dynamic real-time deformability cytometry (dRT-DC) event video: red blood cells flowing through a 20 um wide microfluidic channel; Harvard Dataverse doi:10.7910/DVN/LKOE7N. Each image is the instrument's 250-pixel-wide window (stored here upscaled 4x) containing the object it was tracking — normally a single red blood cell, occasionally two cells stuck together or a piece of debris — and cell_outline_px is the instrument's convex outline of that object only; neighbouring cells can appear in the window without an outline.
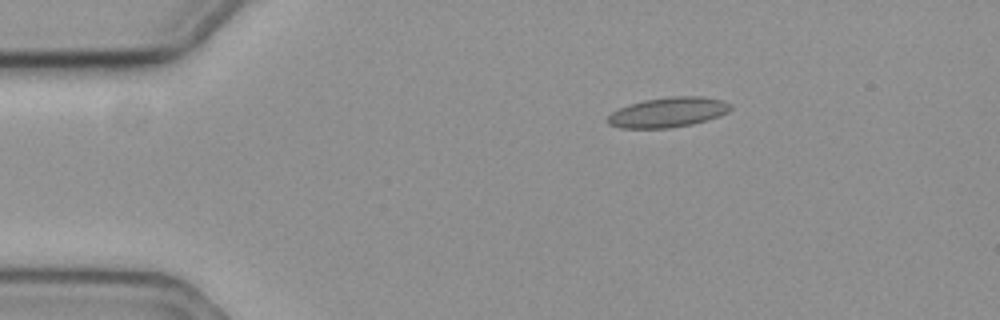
{"species": "common noctule bat (a hibernating species)", "species_latin": "Nyctalus noctula", "temperature_condition": "cold", "stored_images_in_passage": 49, "camera_frame_rate_fps": 3000, "um_per_image_px": 0.085, "animal": {"sex": "female", "body_mass_g": 19.3, "forearm_length_mm": 54.1}, "frame": {"image": 1, "passage_image": 1, "time_ms": 0.0, "image_size_px": [1000, 320], "cell_outline_px": [[732, 108], [728, 112], [720, 116], [692, 124], [668, 128], [620, 128], [608, 124], [604, 120], [612, 112], [628, 104], [644, 100], [668, 96], [704, 96], [724, 100], [732, 104]], "centroid_in_image_um": [56.79, 9.53], "position_along_channel_um": 28.2, "area_um2": 21.73}}
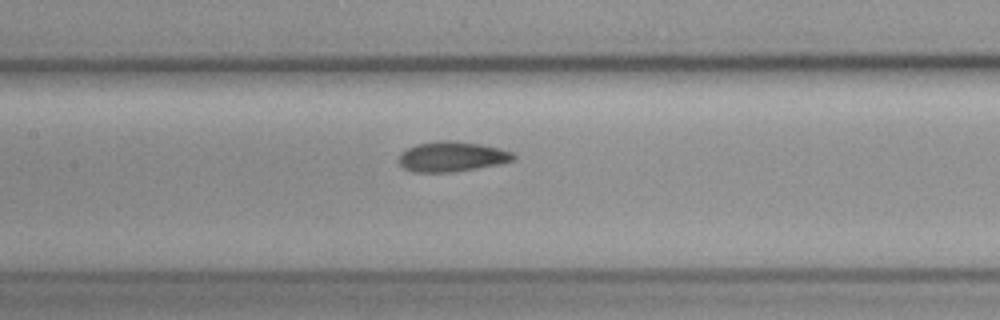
{"frame": {"image": 2, "passage_image": 18, "time_ms": 5.667, "image_size_px": [1000, 320], "cell_outline_px": [[516, 156], [512, 160], [500, 164], [452, 172], [412, 172], [404, 168], [396, 160], [400, 152], [416, 144], [440, 140], [448, 140], [480, 144], [500, 148], [512, 152]], "centroid_in_image_um": [38.36, 13.31], "position_along_channel_um": 169.0, "area_um2": 20.17}}
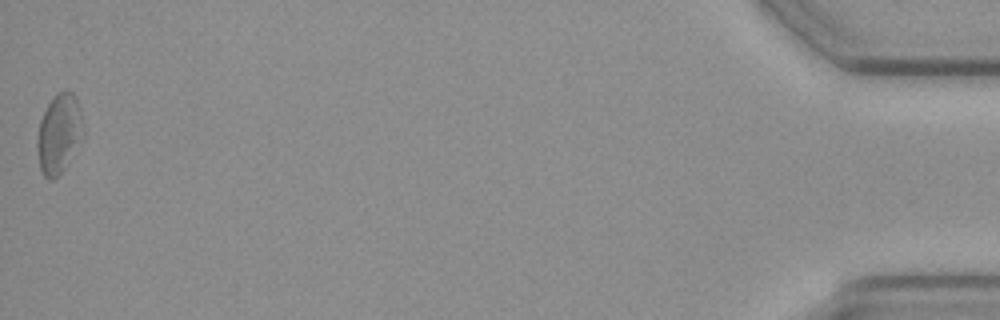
{"frame": {"image": 3, "passage_image": 49, "time_ms": 16.0, "image_size_px": [1000, 320], "cell_outline_px": [[84, 136], [68, 164], [60, 176], [52, 180], [48, 180], [44, 176], [40, 168], [36, 144], [36, 140], [40, 120], [48, 104], [56, 92], [72, 92], [76, 96], [80, 108], [84, 124]], "centroid_in_image_um": [5.04, 11.4], "position_along_channel_um": 430.2, "area_um2": 21.73}, "authors_computed_cell_mechanics": {"area_um2": 20.0566, "velocity_mm_per_s": 3.5394, "shape_relaxation_time_tau1_ms": null, "shape_relaxation_time_tau2_ms": 2.0066, "deformation_change_tau1": null, "deformation_change_tau2": 0.0694}}